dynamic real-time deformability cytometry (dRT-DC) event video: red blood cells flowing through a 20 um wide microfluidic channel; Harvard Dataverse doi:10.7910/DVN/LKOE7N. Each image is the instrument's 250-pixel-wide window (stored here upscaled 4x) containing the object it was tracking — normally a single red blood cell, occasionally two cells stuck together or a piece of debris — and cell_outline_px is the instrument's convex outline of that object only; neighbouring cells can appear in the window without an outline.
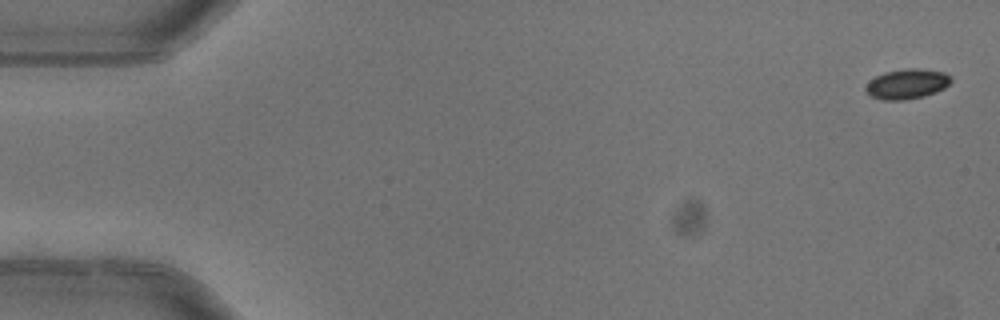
{"species": "common noctule bat (a hibernating species)", "species_latin": "Nyctalus noctula", "temperature_condition": "warm", "stored_images_in_passage": 5, "segment_of_instrument_passage": [1, 2], "camera_frame_rate_fps": 3000, "um_per_image_px": 0.085, "animal": {"sex": "female"}, "frame": {"image": 1, "passage_image": 1, "time_ms": 0.0, "image_size_px": [1000, 320], "cell_outline_px": [[952, 80], [944, 88], [936, 92], [924, 96], [904, 100], [884, 100], [872, 96], [864, 88], [876, 76], [884, 72], [908, 68], [916, 68], [944, 72], [952, 76]], "centroid_in_image_um": [77.13, 7.13], "position_along_channel_um": 7.9, "area_um2": 14.74}}